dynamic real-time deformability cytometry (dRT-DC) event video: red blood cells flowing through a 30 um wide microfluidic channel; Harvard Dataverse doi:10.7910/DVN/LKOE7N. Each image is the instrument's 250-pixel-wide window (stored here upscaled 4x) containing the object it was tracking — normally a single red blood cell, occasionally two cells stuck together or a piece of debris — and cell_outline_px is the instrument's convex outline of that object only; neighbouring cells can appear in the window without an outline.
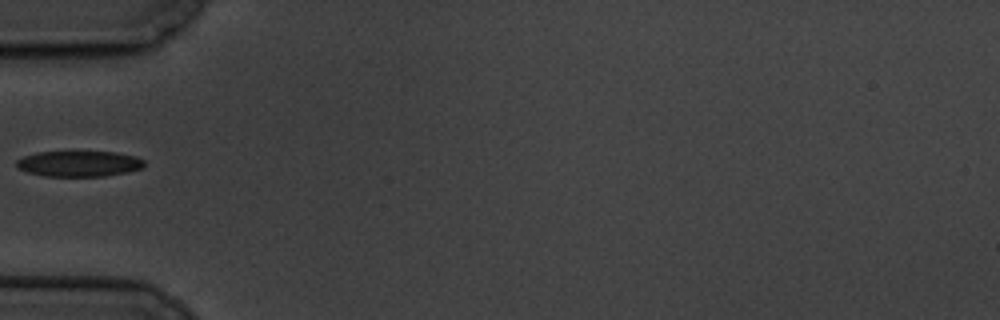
{"species": "common noctule bat (a hibernating species)", "species_latin": "Nyctalus noctula", "temperature_condition": "cold", "stored_images_in_passage": 8, "camera_frame_rate_fps": 3000, "um_per_image_px": 0.085, "animal": {"sex": "male", "body_mass_g": 19.5, "forearm_length_mm": 54.6}, "frame": {"image": 1, "passage_image": 7, "time_ms": 6.667, "image_size_px": [1000, 320], "cell_outline_px": [[144, 164], [140, 168], [128, 172], [104, 176], [44, 176], [28, 172], [16, 168], [16, 160], [24, 156], [36, 152], [116, 152], [136, 156], [144, 160]], "centroid_in_image_um": [6.69, 13.91], "position_along_channel_um": 78.3, "area_um2": 19.13}}
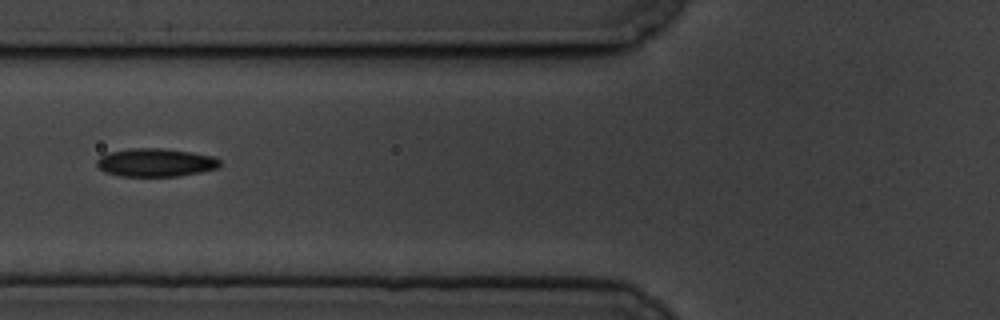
{"frame": {"image": 2, "passage_image": 8, "time_ms": 7.667, "image_size_px": [1000, 320], "cell_outline_px": [[220, 164], [216, 168], [200, 172], [180, 176], [120, 176], [104, 172], [96, 164], [96, 160], [100, 156], [108, 152], [132, 148], [164, 148], [192, 152], [212, 156], [220, 160]], "centroid_in_image_um": [13.19, 13.81], "position_along_channel_um": 112.6, "area_um2": 20.29}}